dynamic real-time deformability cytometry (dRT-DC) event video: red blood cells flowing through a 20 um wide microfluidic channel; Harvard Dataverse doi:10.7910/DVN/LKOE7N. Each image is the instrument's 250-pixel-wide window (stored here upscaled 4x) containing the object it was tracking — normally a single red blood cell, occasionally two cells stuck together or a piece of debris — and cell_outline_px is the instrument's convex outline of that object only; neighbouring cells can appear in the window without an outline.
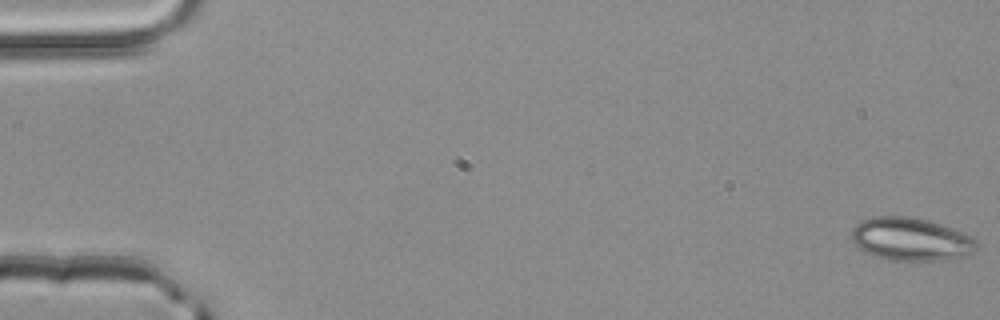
{"species": "common noctule bat (a hibernating species)", "species_latin": "Nyctalus noctula", "temperature_condition": "room temperature", "stored_images_in_passage": 52, "camera_frame_rate_fps": 3000, "um_per_image_px": 0.085, "animal": {"sex": "male", "body_mass_g": 20.4}, "frame": {"image": 1, "passage_image": 1, "time_ms": 0.0, "image_size_px": [1000, 320], "cell_outline_px": [[976, 248], [972, 252], [964, 256], [936, 260], [888, 260], [872, 256], [864, 252], [852, 240], [852, 228], [856, 224], [872, 216], [912, 216], [928, 220], [952, 228], [972, 236], [976, 240]], "centroid_in_image_um": [77.39, 20.32], "position_along_channel_um": 7.6, "area_um2": 31.27}}
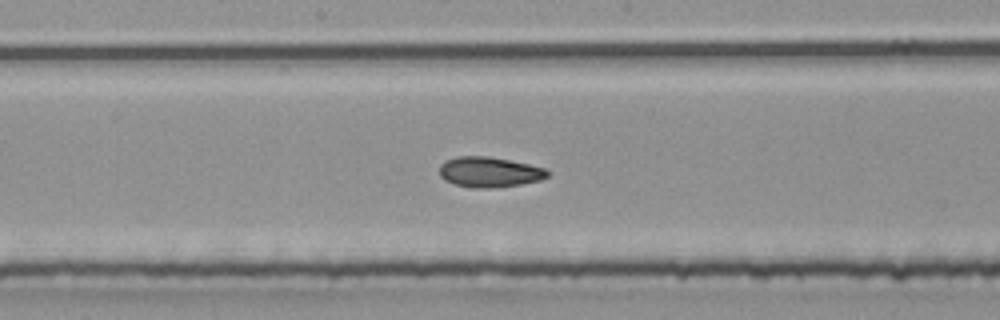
{"frame": {"image": 2, "passage_image": 28, "time_ms": 9.0, "image_size_px": [1000, 320], "cell_outline_px": [[552, 172], [548, 176], [540, 180], [520, 184], [496, 188], [472, 188], [456, 184], [444, 180], [440, 176], [440, 164], [444, 160], [456, 156], [488, 156], [528, 164], [544, 168]], "centroid_in_image_um": [41.58, 14.62], "position_along_channel_um": 206.6, "area_um2": 19.19}}
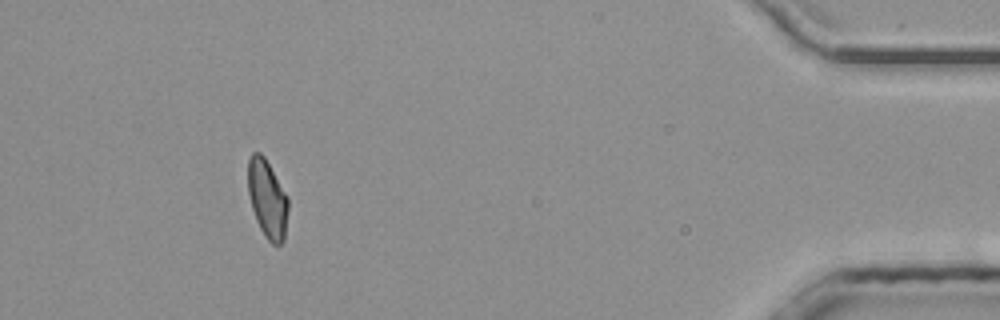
{"frame": {"image": 3, "passage_image": 48, "time_ms": 15.667, "image_size_px": [1000, 320], "cell_outline_px": [[288, 212], [284, 240], [280, 244], [272, 244], [264, 236], [256, 220], [252, 208], [248, 192], [248, 160], [252, 152], [260, 152], [264, 156], [288, 196]], "centroid_in_image_um": [22.73, 16.9], "position_along_channel_um": 412.5, "area_um2": 18.38}, "authors_computed_cell_mechanics": {"area_um2": 19.0451, "velocity_mm_per_s": 4.0716, "shape_relaxation_time_tau1_ms": 6.533, "shape_relaxation_time_tau2_ms": 2.45, "deformation_change_tau1": 0.1454, "deformation_change_tau2": 0.064}}